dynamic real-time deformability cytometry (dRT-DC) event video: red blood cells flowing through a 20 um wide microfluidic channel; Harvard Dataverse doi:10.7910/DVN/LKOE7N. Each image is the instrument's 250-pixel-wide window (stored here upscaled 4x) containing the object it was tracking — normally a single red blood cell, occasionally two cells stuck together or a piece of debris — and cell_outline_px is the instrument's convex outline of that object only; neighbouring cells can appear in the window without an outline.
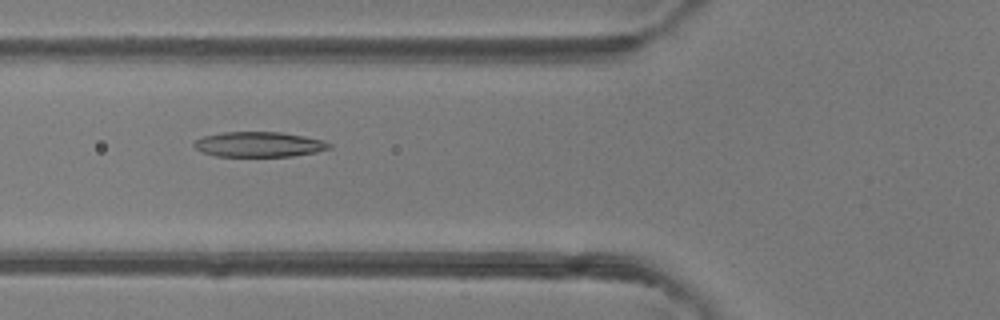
{"species": "common noctule bat (a hibernating species)", "species_latin": "Nyctalus noctula", "temperature_condition": "room temperature", "stored_images_in_passage": 50, "camera_frame_rate_fps": 3000, "um_per_image_px": 0.085, "animal": {"sex": "female"}, "frame": {"image": 1, "passage_image": 19, "time_ms": 6.0, "image_size_px": [1000, 320], "cell_outline_px": [[332, 148], [316, 152], [292, 156], [216, 156], [200, 152], [192, 144], [196, 140], [204, 136], [224, 132], [280, 132], [304, 136], [324, 140], [332, 144]], "centroid_in_image_um": [22.03, 12.27], "position_along_channel_um": 103.8, "area_um2": 19.83}}
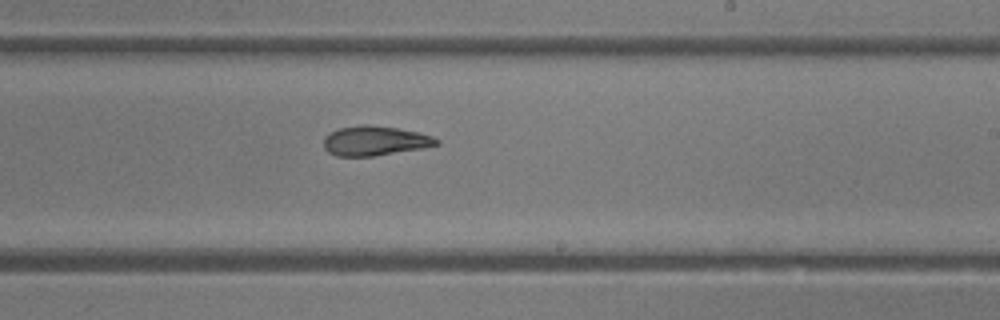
{"frame": {"image": 2, "passage_image": 30, "time_ms": 9.667, "image_size_px": [1000, 320], "cell_outline_px": [[440, 144], [424, 148], [372, 156], [336, 156], [328, 152], [324, 148], [324, 136], [340, 128], [360, 124], [368, 124], [396, 128], [416, 132], [432, 136], [440, 140]], "centroid_in_image_um": [31.86, 11.97], "position_along_channel_um": 257.1, "area_um2": 19.42}}
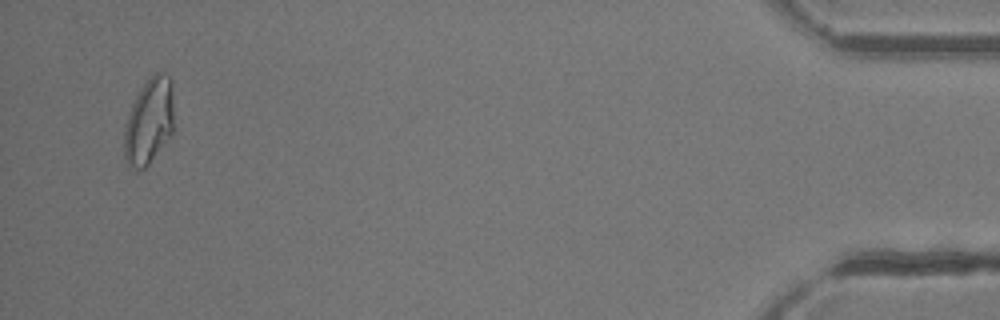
{"frame": {"image": 3, "passage_image": 48, "time_ms": 15.667, "image_size_px": [1000, 320], "cell_outline_px": [[172, 132], [148, 164], [144, 168], [136, 172], [128, 164], [124, 156], [124, 128], [132, 104], [140, 88], [156, 72], [160, 72], [168, 76], [172, 80]], "centroid_in_image_um": [12.64, 10.32], "position_along_channel_um": 422.6, "area_um2": 24.51}, "authors_computed_cell_mechanics": {"area_um2": 21.3282, "velocity_mm_per_s": 4.176, "shape_relaxation_time_tau1_ms": 8.5592, "shape_relaxation_time_tau2_ms": 2.9472, "deformation_change_tau1": 0.2638, "deformation_change_tau2": 0.1092}}